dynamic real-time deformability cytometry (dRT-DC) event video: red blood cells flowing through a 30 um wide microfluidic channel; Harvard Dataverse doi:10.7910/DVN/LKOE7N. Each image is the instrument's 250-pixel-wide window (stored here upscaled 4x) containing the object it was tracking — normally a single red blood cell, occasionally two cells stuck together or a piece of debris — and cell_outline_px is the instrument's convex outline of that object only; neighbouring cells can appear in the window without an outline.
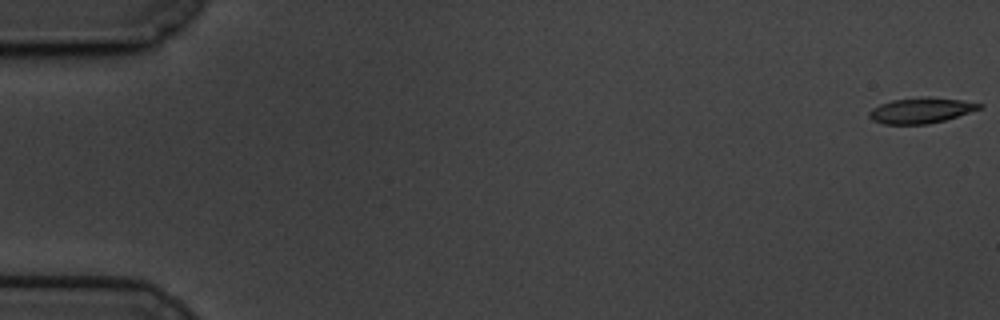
{"species": "common noctule bat (a hibernating species)", "species_latin": "Nyctalus noctula", "temperature_condition": "cold", "stored_images_in_passage": 60, "camera_frame_rate_fps": 3000, "um_per_image_px": 0.085, "animal": {"sex": "male", "body_mass_g": 19.5, "forearm_length_mm": 54.6}, "frame": {"image": 1, "passage_image": 1, "time_ms": 0.0, "image_size_px": [1000, 320], "cell_outline_px": [[984, 108], [944, 120], [928, 124], [884, 124], [872, 120], [868, 116], [868, 112], [872, 108], [880, 104], [892, 100], [960, 100], [984, 104]], "centroid_in_image_um": [78.26, 9.44], "position_along_channel_um": 6.7, "area_um2": 15.49}}
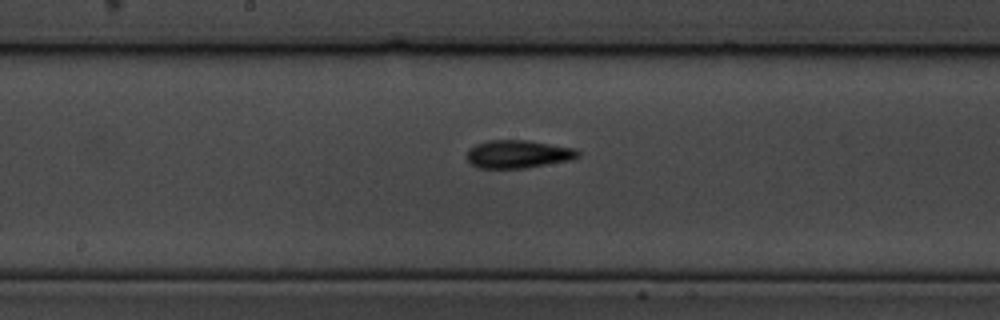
{"frame": {"image": 2, "passage_image": 32, "time_ms": 10.333, "image_size_px": [1000, 320], "cell_outline_px": [[580, 156], [572, 160], [524, 168], [480, 168], [472, 164], [464, 156], [476, 144], [488, 140], [528, 140], [576, 148], [580, 152]], "centroid_in_image_um": [44.07, 13.09], "position_along_channel_um": 204.1, "area_um2": 18.21}}
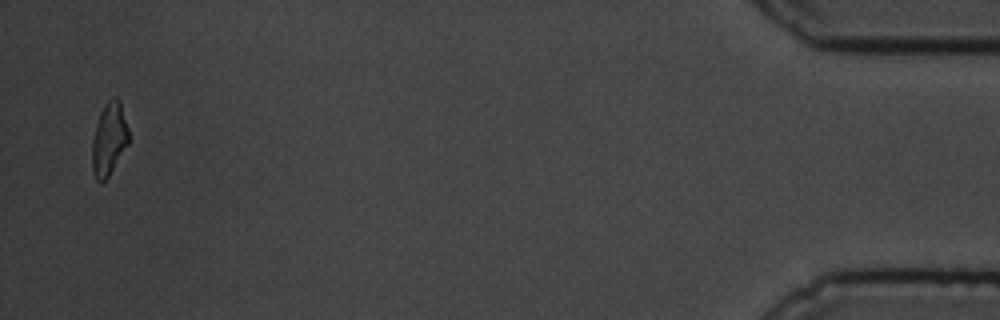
{"frame": {"image": 3, "passage_image": 59, "time_ms": 19.333, "image_size_px": [1000, 320], "cell_outline_px": [[128, 144], [108, 176], [104, 180], [96, 180], [92, 172], [92, 140], [96, 124], [100, 112], [104, 104], [112, 96], [116, 96], [120, 100], [128, 128]], "centroid_in_image_um": [9.26, 11.77], "position_along_channel_um": 425.9, "area_um2": 15.43}, "authors_computed_cell_mechanics": {"area_um2": 16.8198, "velocity_mm_per_s": 3.3877, "shape_relaxation_time_tau1_ms": 5.0392, "shape_relaxation_time_tau2_ms": 6.4575, "deformation_change_tau1": 0.14, "deformation_change_tau2": 0.1515}}